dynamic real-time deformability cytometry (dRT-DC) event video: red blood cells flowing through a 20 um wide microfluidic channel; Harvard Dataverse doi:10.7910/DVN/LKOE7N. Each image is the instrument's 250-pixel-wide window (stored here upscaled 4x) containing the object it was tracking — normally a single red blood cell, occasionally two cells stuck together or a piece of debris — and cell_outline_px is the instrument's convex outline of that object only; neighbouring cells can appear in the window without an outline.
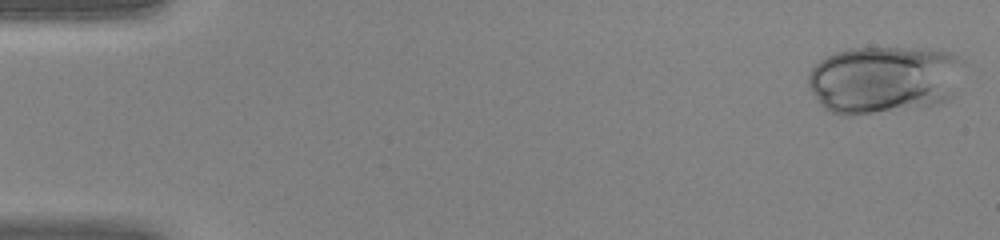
{"species": "human", "species_latin": "Homo sapiens", "temperature_condition": "warm", "stored_images_in_passage": 44, "camera_frame_rate_fps": 3000, "um_per_image_px": 0.085, "donor": {"sex": "female"}, "frame": {"image": 1, "passage_image": 1, "time_ms": 0.0, "image_size_px": [1000, 240], "cell_outline_px": [[964, 64], [956, 92], [948, 100], [940, 104], [852, 116], [844, 116], [828, 112], [820, 104], [808, 88], [808, 76], [812, 68], [820, 60], [836, 52], [848, 48], [924, 48], [952, 52], [964, 60]], "centroid_in_image_um": [75.16, 6.76], "position_along_channel_um": 9.8, "area_um2": 62.42}}
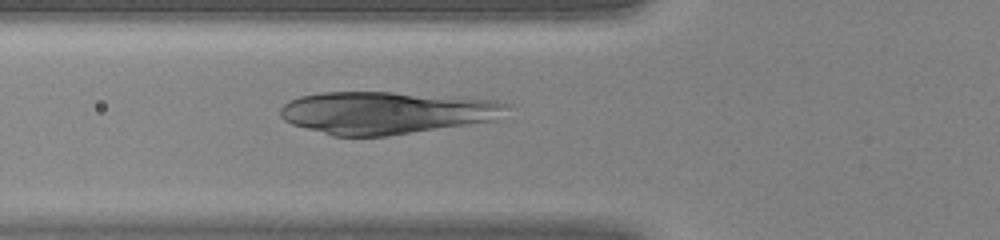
{"frame": {"image": 2, "passage_image": 16, "time_ms": 5.0, "image_size_px": [1000, 240], "cell_outline_px": [[512, 104], [496, 120], [388, 136], [332, 136], [292, 124], [284, 120], [280, 116], [280, 108], [288, 100], [300, 96], [320, 92], [392, 92], [452, 96], [496, 100]], "centroid_in_image_um": [32.83, 9.57], "position_along_channel_um": 93.0, "area_um2": 56.24}}
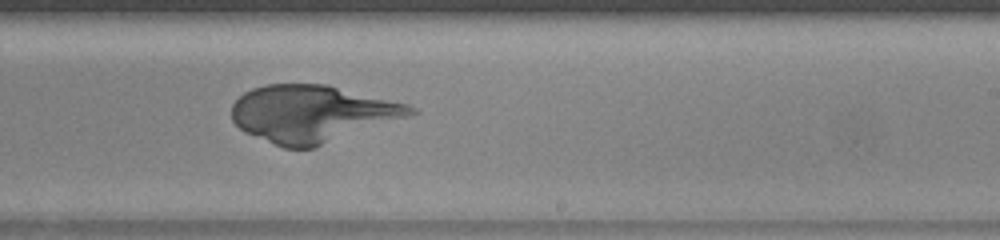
{"frame": {"image": 3, "passage_image": 27, "time_ms": 8.667, "image_size_px": [1000, 240], "cell_outline_px": [[420, 112], [316, 148], [284, 148], [244, 132], [232, 120], [232, 104], [244, 92], [252, 88], [264, 84], [324, 84], [408, 104], [416, 108]], "centroid_in_image_um": [26.52, 9.67], "position_along_channel_um": 262.5, "area_um2": 59.36}}